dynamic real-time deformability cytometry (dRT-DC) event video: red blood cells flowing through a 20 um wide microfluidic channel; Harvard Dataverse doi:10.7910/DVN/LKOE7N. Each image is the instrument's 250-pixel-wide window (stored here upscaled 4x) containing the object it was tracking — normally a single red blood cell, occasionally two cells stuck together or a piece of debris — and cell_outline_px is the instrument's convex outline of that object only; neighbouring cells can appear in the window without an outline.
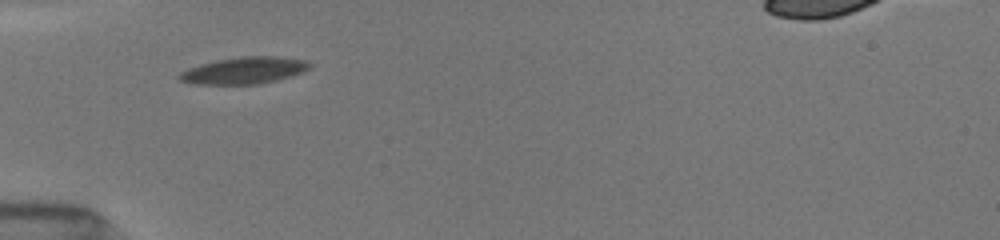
{"species": "common noctule bat (a hibernating species)", "species_latin": "Nyctalus noctula", "temperature_condition": "room temperature", "stored_images_in_passage": 37, "segment_of_instrument_passage": [1, 2], "camera_frame_rate_fps": 3000, "um_per_image_px": 0.085, "animal": {"sex": "female", "body_mass_g": 19.5, "forearm_length_mm": 54.1}, "frame": {"image": 1, "passage_image": 1, "time_ms": 0.0, "image_size_px": [1000, 240], "cell_outline_px": [[308, 68], [304, 72], [276, 80], [256, 84], [192, 84], [180, 80], [180, 72], [204, 64], [220, 60], [244, 56], [272, 56], [304, 60], [308, 64]], "centroid_in_image_um": [20.76, 6.0], "position_along_channel_um": 64.2, "area_um2": 19.65}}
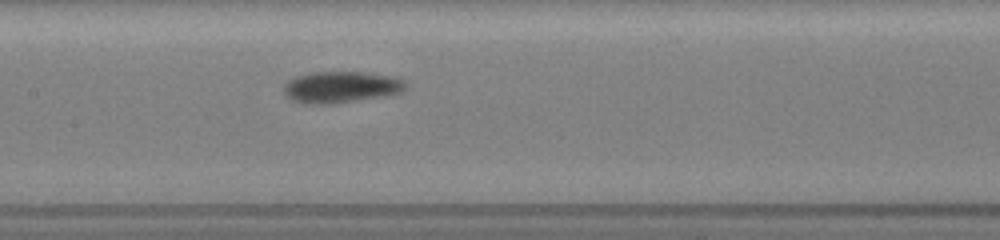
{"frame": {"image": 2, "passage_image": 10, "time_ms": 3.0, "image_size_px": [1000, 240], "cell_outline_px": [[408, 84], [400, 92], [380, 96], [328, 104], [304, 104], [292, 100], [284, 92], [284, 88], [288, 80], [300, 76], [316, 72], [360, 72], [388, 76], [404, 80]], "centroid_in_image_um": [28.96, 7.4], "position_along_channel_um": 178.4, "area_um2": 21.68}}
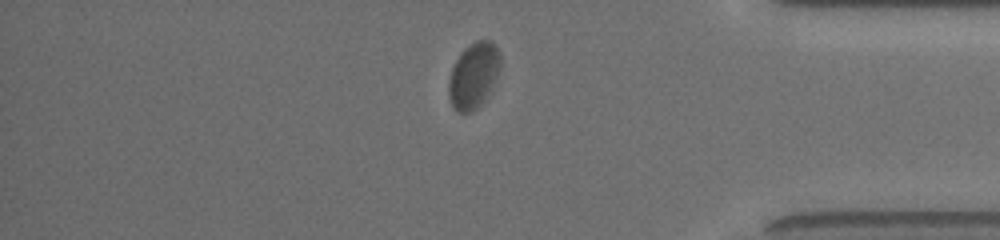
{"frame": {"image": 3, "passage_image": 28, "time_ms": 9.0, "image_size_px": [1000, 240], "cell_outline_px": [[500, 68], [492, 84], [480, 104], [476, 108], [468, 112], [456, 112], [452, 108], [448, 96], [448, 80], [452, 68], [456, 60], [464, 48], [476, 40], [488, 40], [500, 52]], "centroid_in_image_um": [40.21, 6.41], "position_along_channel_um": 395.0, "area_um2": 19.42}}